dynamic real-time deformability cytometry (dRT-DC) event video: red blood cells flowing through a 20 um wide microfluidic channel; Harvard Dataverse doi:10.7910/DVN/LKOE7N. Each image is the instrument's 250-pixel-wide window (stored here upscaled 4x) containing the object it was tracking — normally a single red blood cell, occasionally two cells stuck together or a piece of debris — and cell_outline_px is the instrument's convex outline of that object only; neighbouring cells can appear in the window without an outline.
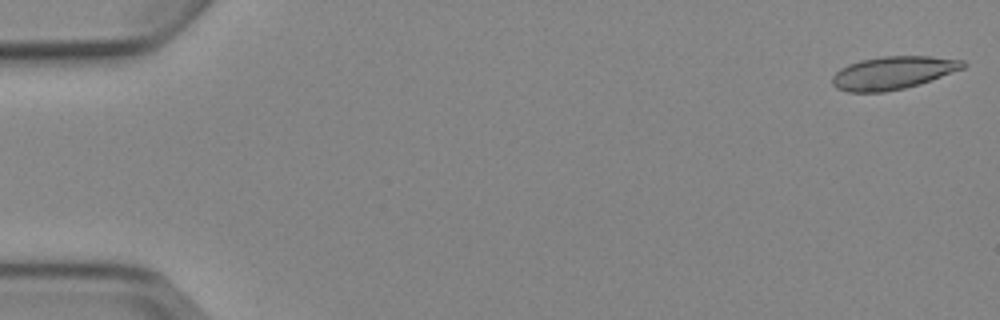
{"species": "Egyptian fruit bat (a non-hibernating species)", "species_latin": "Rousettus aegyptiacus", "temperature_condition": "cold", "stored_images_in_passage": 5, "camera_frame_rate_fps": 3000, "um_per_image_px": 0.085, "animal": {"sex": "female"}, "frame": {"image": 1, "passage_image": 1, "time_ms": 0.0, "image_size_px": [1000, 320], "cell_outline_px": [[968, 64], [964, 68], [920, 84], [904, 88], [884, 92], [848, 92], [836, 88], [832, 84], [832, 76], [840, 68], [848, 64], [860, 60], [880, 56], [932, 56], [964, 60]], "centroid_in_image_um": [75.9, 6.18], "position_along_channel_um": 9.1, "area_um2": 25.26}}
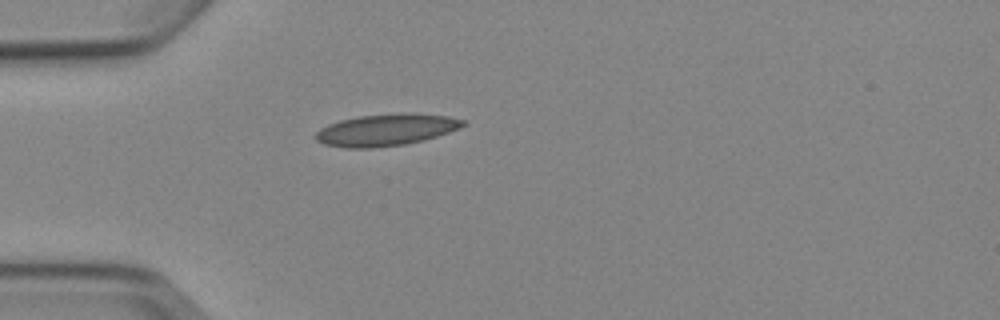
{"frame": {"image": 2, "passage_image": 5, "time_ms": 4.667, "image_size_px": [1000, 320], "cell_outline_px": [[468, 124], [460, 128], [424, 140], [404, 144], [372, 148], [344, 148], [324, 144], [316, 140], [312, 136], [320, 128], [328, 124], [340, 120], [360, 116], [400, 112], [416, 112], [448, 116], [468, 120]], "centroid_in_image_um": [32.84, 11.02], "position_along_channel_um": 52.2, "area_um2": 27.8}}